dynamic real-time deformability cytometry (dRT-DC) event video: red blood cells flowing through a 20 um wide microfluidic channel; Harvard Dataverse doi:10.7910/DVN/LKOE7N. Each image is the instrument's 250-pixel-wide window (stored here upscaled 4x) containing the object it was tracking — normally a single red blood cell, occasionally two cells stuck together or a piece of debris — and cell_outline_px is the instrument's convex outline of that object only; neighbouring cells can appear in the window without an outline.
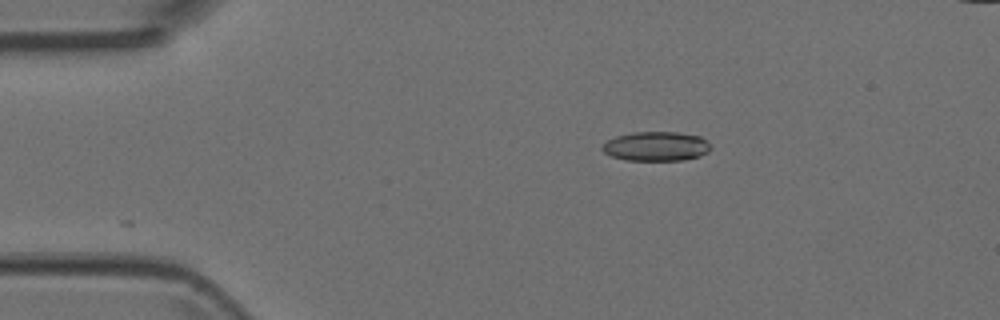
{"species": "Egyptian fruit bat (a non-hibernating species)", "species_latin": "Rousettus aegyptiacus", "temperature_condition": "room temperature", "stored_images_in_passage": 9, "camera_frame_rate_fps": 3000, "um_per_image_px": 0.085, "animal": {"sex": "female"}, "frame": {"image": 1, "passage_image": 1, "time_ms": 0.0, "image_size_px": [1000, 320], "cell_outline_px": [[712, 148], [708, 152], [700, 156], [680, 160], [624, 160], [612, 156], [604, 152], [600, 148], [608, 140], [616, 136], [632, 132], [676, 132], [700, 136]], "centroid_in_image_um": [55.76, 12.43], "position_along_channel_um": 29.2, "area_um2": 18.44}}
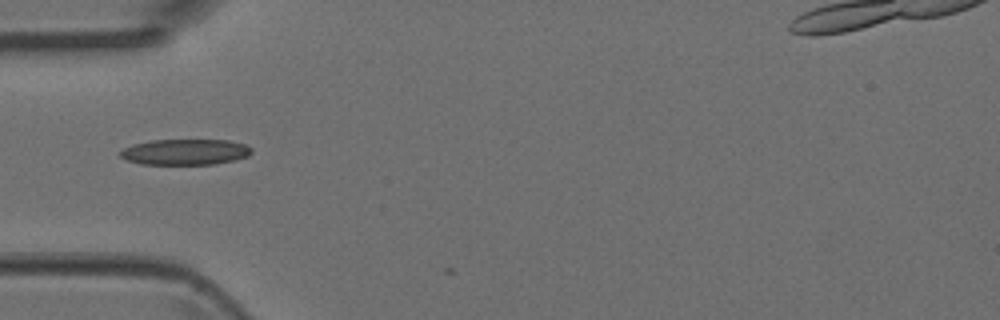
{"frame": {"image": 2, "passage_image": 8, "time_ms": 2.333, "image_size_px": [1000, 320], "cell_outline_px": [[252, 152], [248, 156], [216, 164], [140, 164], [128, 160], [120, 156], [120, 152], [124, 148], [132, 144], [152, 140], [228, 140], [244, 144], [252, 148]], "centroid_in_image_um": [15.74, 12.91], "position_along_channel_um": 69.3, "area_um2": 19.65}}